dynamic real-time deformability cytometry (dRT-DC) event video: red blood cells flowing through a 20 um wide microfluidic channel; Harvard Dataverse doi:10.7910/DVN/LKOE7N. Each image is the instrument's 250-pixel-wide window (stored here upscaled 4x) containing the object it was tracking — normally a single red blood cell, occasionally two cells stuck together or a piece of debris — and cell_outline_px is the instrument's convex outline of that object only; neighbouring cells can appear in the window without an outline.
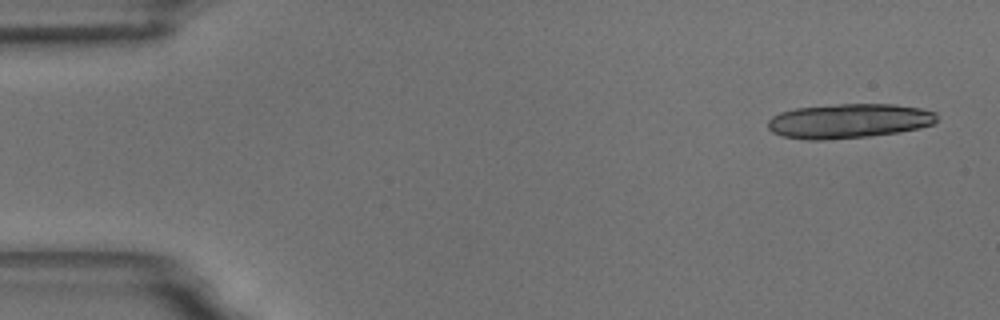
{"species": "common noctule bat (a hibernating species)", "species_latin": "Nyctalus noctula", "temperature_condition": "room temperature", "stored_images_in_passage": 5, "camera_frame_rate_fps": 3000, "um_per_image_px": 0.085, "animal": {"sex": "male", "body_mass_g": 18.8}, "frame": {"image": 1, "passage_image": 1, "time_ms": 0.0, "image_size_px": [1000, 320], "cell_outline_px": [[936, 120], [932, 124], [920, 128], [900, 132], [868, 136], [824, 140], [808, 140], [784, 136], [772, 132], [768, 128], [768, 120], [772, 116], [780, 112], [796, 108], [836, 104], [896, 104], [920, 108], [936, 112]], "centroid_in_image_um": [72.15, 10.28], "position_along_channel_um": 12.9, "area_um2": 34.04}}